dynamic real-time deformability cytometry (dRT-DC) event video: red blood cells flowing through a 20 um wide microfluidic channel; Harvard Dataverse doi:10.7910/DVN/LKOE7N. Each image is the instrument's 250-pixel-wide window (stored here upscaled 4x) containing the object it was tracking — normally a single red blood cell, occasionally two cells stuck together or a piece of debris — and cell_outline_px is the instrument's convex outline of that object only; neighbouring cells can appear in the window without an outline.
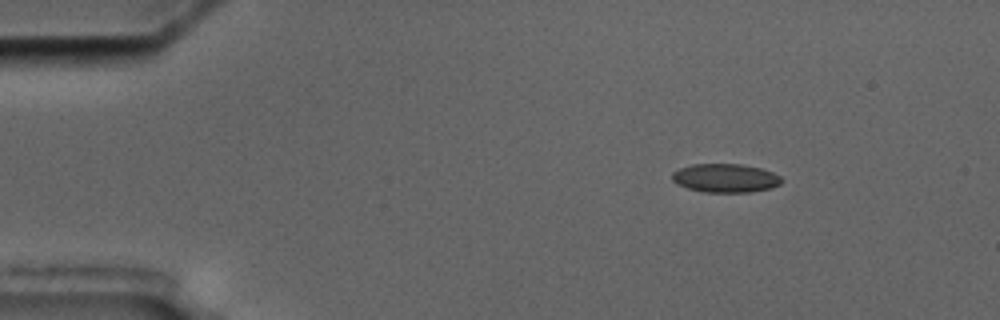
{"species": "common noctule bat (a hibernating species)", "species_latin": "Nyctalus noctula", "temperature_condition": "cold", "stored_images_in_passage": 3, "camera_frame_rate_fps": 3000, "um_per_image_px": 0.085, "animal": {"sex": "male", "body_mass_g": 17.5, "forearm_length_mm": 52.3}, "frame": {"image": 1, "passage_image": 1, "time_ms": 0.0, "image_size_px": [1000, 320], "cell_outline_px": [[784, 180], [780, 184], [772, 188], [752, 192], [704, 192], [688, 188], [672, 180], [672, 172], [680, 168], [692, 164], [740, 164], [760, 168], [772, 172], [780, 176]], "centroid_in_image_um": [61.69, 15.14], "position_along_channel_um": 23.3, "area_um2": 18.26}}
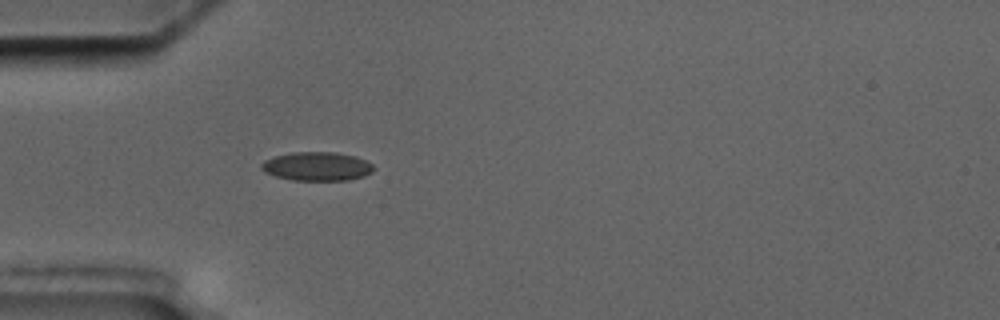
{"frame": {"image": 2, "passage_image": 3, "time_ms": 3.0, "image_size_px": [1000, 320], "cell_outline_px": [[376, 168], [372, 172], [364, 176], [348, 180], [292, 180], [276, 176], [264, 172], [260, 168], [260, 164], [264, 160], [276, 156], [292, 152], [336, 152], [356, 156], [372, 164]], "centroid_in_image_um": [26.95, 14.14], "position_along_channel_um": 58.1, "area_um2": 18.9}}